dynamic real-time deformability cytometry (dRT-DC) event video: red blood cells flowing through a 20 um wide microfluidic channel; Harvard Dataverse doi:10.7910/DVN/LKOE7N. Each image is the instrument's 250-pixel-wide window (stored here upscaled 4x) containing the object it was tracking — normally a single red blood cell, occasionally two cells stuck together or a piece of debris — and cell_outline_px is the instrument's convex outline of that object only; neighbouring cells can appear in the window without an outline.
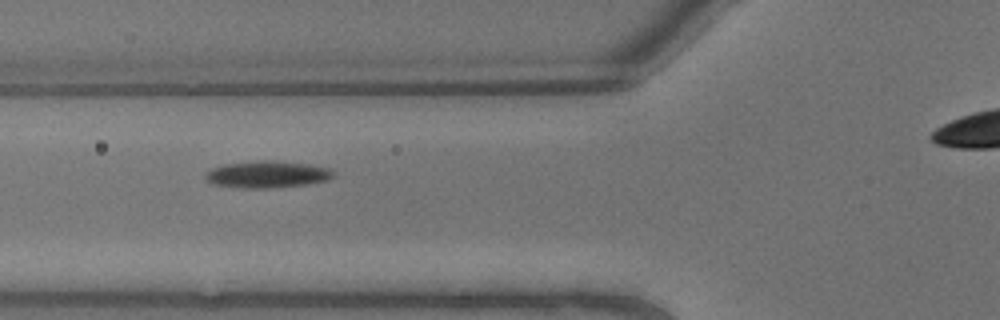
{"species": "common noctule bat (a hibernating species)", "species_latin": "Nyctalus noctula", "temperature_condition": "warm", "stored_images_in_passage": 4, "camera_frame_rate_fps": 3000, "um_per_image_px": 0.085, "animal": {"sex": "male", "body_mass_g": 13.3}, "frame": {"image": 1, "passage_image": 3, "time_ms": 0.667, "image_size_px": [1000, 320], "cell_outline_px": [[336, 176], [328, 180], [308, 184], [276, 188], [240, 188], [212, 184], [204, 180], [204, 176], [212, 168], [224, 164], [260, 160], [268, 160], [304, 164], [328, 168], [336, 172]], "centroid_in_image_um": [22.7, 14.84], "position_along_channel_um": 103.1, "area_um2": 20.17}}
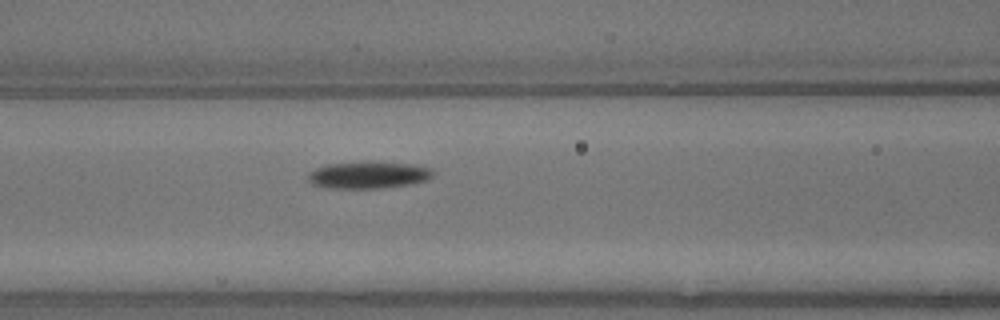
{"frame": {"image": 2, "passage_image": 4, "time_ms": 1.0, "image_size_px": [1000, 320], "cell_outline_px": [[436, 172], [428, 180], [412, 184], [384, 188], [328, 188], [312, 184], [308, 180], [308, 172], [316, 168], [328, 164], [424, 164], [432, 168]], "centroid_in_image_um": [31.39, 14.91], "position_along_channel_um": 135.2, "area_um2": 19.19}}